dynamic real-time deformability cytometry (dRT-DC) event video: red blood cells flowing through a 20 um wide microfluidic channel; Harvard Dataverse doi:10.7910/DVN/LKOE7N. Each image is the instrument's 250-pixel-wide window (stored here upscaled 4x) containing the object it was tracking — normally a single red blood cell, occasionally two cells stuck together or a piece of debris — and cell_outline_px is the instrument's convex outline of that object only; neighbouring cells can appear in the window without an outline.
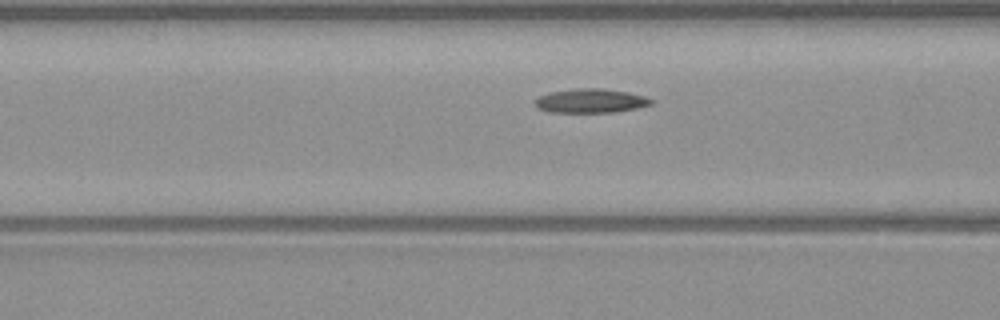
{"species": "common noctule bat (a hibernating species)", "species_latin": "Nyctalus noctula", "temperature_condition": "warm", "stored_images_in_passage": 13, "camera_frame_rate_fps": 3000, "um_per_image_px": 0.085, "animal": {"sex": "male", "body_mass_g": 23.1, "forearm_length_mm": 52.7}, "frame": {"image": 1, "passage_image": 11, "time_ms": 3.333, "image_size_px": [1000, 320], "cell_outline_px": [[656, 100], [652, 104], [636, 108], [616, 112], [552, 112], [540, 108], [532, 100], [548, 92], [576, 88], [600, 88], [628, 92], [644, 96]], "centroid_in_image_um": [50.23, 8.56], "position_along_channel_um": 116.4, "area_um2": 16.3}}